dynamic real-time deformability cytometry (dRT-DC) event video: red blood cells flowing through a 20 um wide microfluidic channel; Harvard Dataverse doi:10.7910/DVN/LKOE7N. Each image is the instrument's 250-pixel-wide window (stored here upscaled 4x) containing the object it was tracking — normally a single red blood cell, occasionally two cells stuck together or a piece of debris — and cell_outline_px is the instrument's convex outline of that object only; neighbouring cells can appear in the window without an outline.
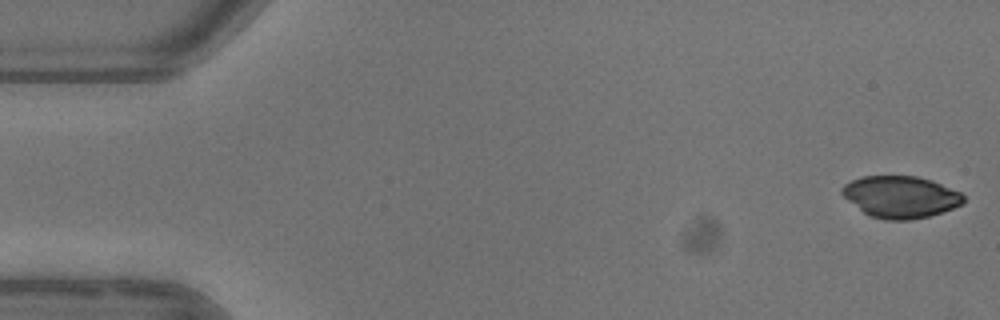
{"species": "common noctule bat (a hibernating species)", "species_latin": "Nyctalus noctula", "temperature_condition": "warm", "stored_images_in_passage": 4, "camera_frame_rate_fps": 3000, "um_per_image_px": 0.085, "animal": {"sex": "female"}, "frame": {"image": 1, "passage_image": 1, "time_ms": 0.0, "image_size_px": [1000, 320], "cell_outline_px": [[964, 204], [928, 216], [908, 220], [884, 220], [868, 216], [848, 200], [840, 192], [840, 188], [844, 184], [852, 180], [864, 176], [916, 176], [932, 180], [960, 192], [964, 196]], "centroid_in_image_um": [76.53, 16.73], "position_along_channel_um": 8.5, "area_um2": 29.59}}
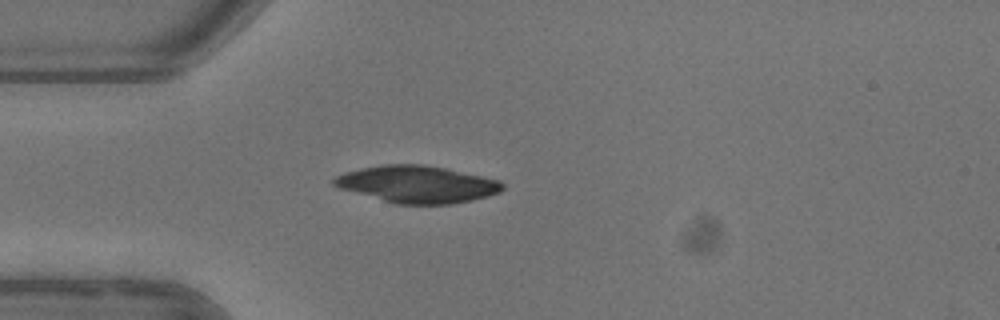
{"frame": {"image": 2, "passage_image": 4, "time_ms": 4.333, "image_size_px": [1000, 320], "cell_outline_px": [[504, 188], [500, 192], [488, 196], [472, 200], [452, 204], [396, 204], [340, 188], [332, 184], [332, 180], [336, 176], [344, 172], [360, 168], [384, 164], [424, 164], [448, 168], [500, 180], [504, 184]], "centroid_in_image_um": [35.49, 15.65], "position_along_channel_um": 49.5, "area_um2": 36.53}}